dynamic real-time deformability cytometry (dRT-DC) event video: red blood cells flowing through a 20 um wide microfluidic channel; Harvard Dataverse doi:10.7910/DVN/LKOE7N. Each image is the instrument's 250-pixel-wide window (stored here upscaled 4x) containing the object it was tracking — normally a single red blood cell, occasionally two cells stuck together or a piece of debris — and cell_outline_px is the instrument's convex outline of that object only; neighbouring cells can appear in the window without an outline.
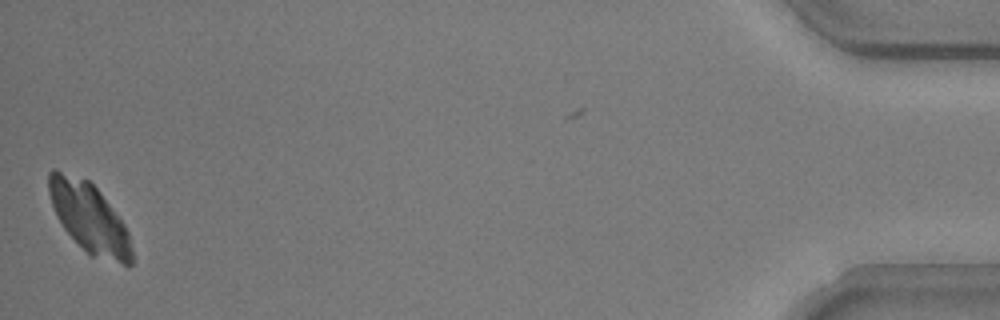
{"species": "common noctule bat (a hibernating species)", "species_latin": "Nyctalus noctula", "temperature_condition": "warm", "stored_images_in_passage": 51, "camera_frame_rate_fps": 3000, "um_per_image_px": 0.085, "animal": {"sex": "male", "body_mass_g": 20.5, "forearm_length_mm": 52.5}, "frame": {"image": 1, "passage_image": 50, "time_ms": 16.333, "image_size_px": [1000, 320], "cell_outline_px": [[132, 264], [128, 268], [92, 256], [64, 228], [56, 216], [48, 192], [48, 172], [52, 168], [88, 180], [96, 188], [124, 224], [128, 232], [132, 252]], "centroid_in_image_um": [7.59, 18.54], "position_along_channel_um": 427.6, "area_um2": 33.35}}